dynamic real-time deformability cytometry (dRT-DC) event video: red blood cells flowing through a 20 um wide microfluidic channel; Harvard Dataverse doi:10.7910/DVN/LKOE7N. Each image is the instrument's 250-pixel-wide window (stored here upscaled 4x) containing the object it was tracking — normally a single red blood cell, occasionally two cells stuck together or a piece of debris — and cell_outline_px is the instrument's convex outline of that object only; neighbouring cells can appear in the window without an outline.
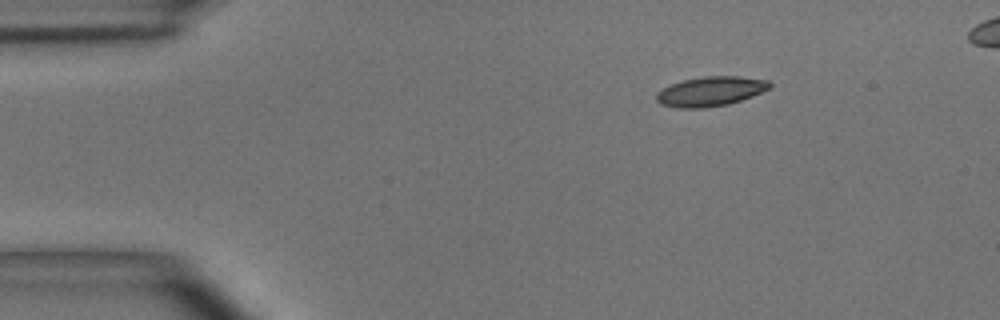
{"species": "common noctule bat (a hibernating species)", "species_latin": "Nyctalus noctula", "temperature_condition": "room temperature", "stored_images_in_passage": 3, "segment_of_instrument_passage": [1, 2], "camera_frame_rate_fps": 3000, "um_per_image_px": 0.085, "animal": {"sex": "male", "body_mass_g": 15.6}, "frame": {"image": 1, "passage_image": 1, "time_ms": 0.0, "image_size_px": [1000, 320], "cell_outline_px": [[772, 88], [752, 96], [728, 104], [704, 108], [676, 108], [660, 104], [656, 100], [656, 92], [672, 84], [684, 80], [704, 76], [736, 76], [768, 80], [772, 84]], "centroid_in_image_um": [60.4, 7.77], "position_along_channel_um": 24.6, "area_um2": 19.54}}